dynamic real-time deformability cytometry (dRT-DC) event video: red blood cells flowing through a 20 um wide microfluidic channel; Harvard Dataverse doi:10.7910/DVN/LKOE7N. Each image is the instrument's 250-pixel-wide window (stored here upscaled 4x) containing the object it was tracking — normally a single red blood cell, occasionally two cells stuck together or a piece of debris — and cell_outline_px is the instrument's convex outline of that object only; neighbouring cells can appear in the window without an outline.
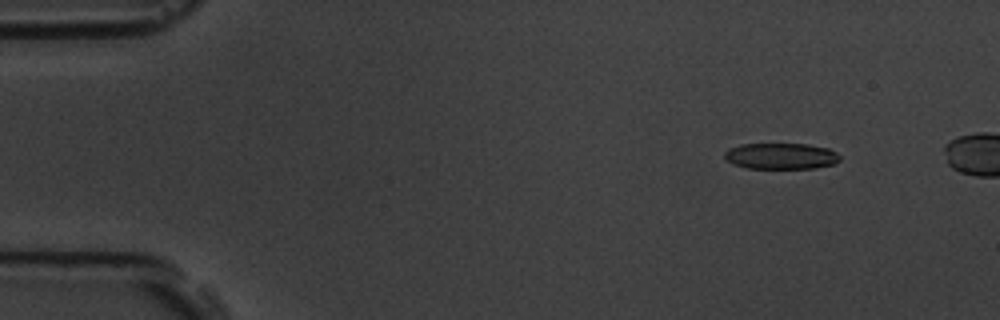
{"species": "common noctule bat (a hibernating species)", "species_latin": "Nyctalus noctula", "temperature_condition": "room temperature", "stored_images_in_passage": 6, "camera_frame_rate_fps": 3000, "um_per_image_px": 0.085, "animal": {"sex": "male", "body_mass_g": 19.5, "forearm_length_mm": 54.6}, "frame": {"image": 1, "passage_image": 2, "time_ms": 1.333, "image_size_px": [1000, 320], "cell_outline_px": [[840, 160], [836, 164], [816, 168], [748, 168], [732, 164], [724, 156], [724, 152], [728, 148], [740, 144], [808, 144], [828, 148], [836, 152], [840, 156]], "centroid_in_image_um": [66.4, 13.26], "position_along_channel_um": 18.6, "area_um2": 17.69}}